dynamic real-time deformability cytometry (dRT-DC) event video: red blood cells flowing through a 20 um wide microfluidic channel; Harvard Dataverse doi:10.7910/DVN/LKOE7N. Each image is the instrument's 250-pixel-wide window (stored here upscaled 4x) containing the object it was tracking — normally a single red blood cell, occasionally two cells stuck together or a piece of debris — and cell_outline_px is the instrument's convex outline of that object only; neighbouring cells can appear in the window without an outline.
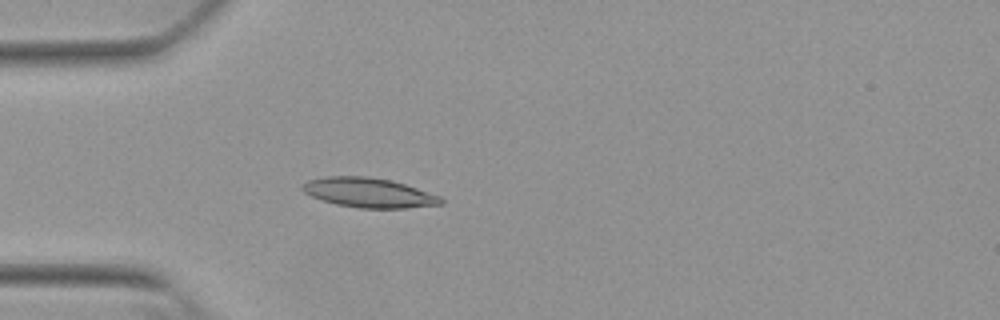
{"species": "Egyptian fruit bat (a non-hibernating species)", "species_latin": "Rousettus aegyptiacus", "temperature_condition": "warm", "stored_images_in_passage": 50, "camera_frame_rate_fps": 3000, "um_per_image_px": 0.085, "animal": {"sex": "female"}, "frame": {"image": 1, "passage_image": 12, "time_ms": 3.667, "image_size_px": [1000, 320], "cell_outline_px": [[444, 204], [404, 208], [360, 208], [336, 204], [312, 196], [304, 192], [300, 188], [300, 184], [308, 180], [328, 176], [368, 176], [392, 180], [440, 196], [444, 200]], "centroid_in_image_um": [31.33, 16.37], "position_along_channel_um": 53.7, "area_um2": 23.87}}
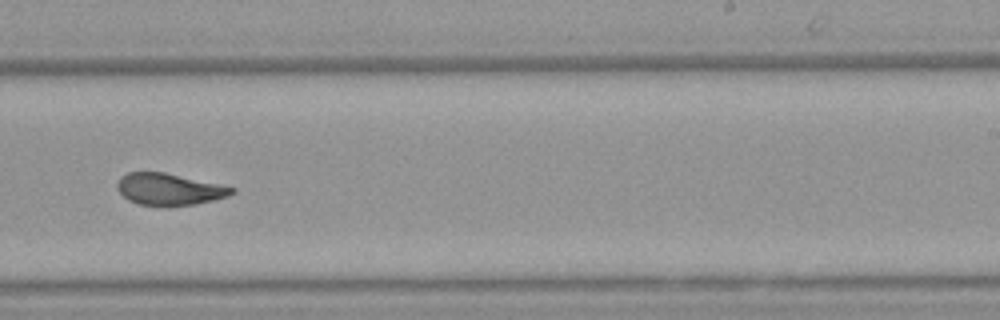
{"frame": {"image": 2, "passage_image": 30, "time_ms": 9.667, "image_size_px": [1000, 320], "cell_outline_px": [[236, 192], [228, 196], [212, 200], [192, 204], [140, 204], [128, 200], [116, 188], [116, 184], [120, 176], [128, 172], [164, 172], [236, 188]], "centroid_in_image_um": [14.36, 16.05], "position_along_channel_um": 274.6, "area_um2": 20.63}}
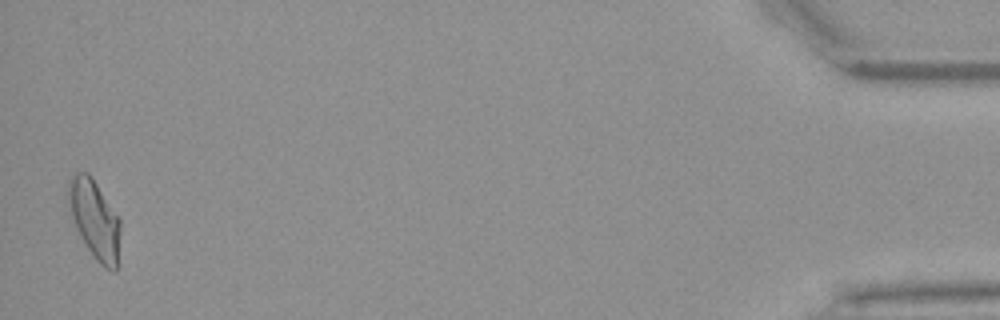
{"frame": {"image": 3, "passage_image": 49, "time_ms": 16.0, "image_size_px": [1000, 320], "cell_outline_px": [[120, 264], [116, 272], [104, 268], [92, 256], [80, 236], [76, 228], [68, 204], [68, 176], [76, 172], [88, 172], [92, 176], [120, 220]], "centroid_in_image_um": [8.07, 18.69], "position_along_channel_um": 427.1, "area_um2": 24.33}, "authors_computed_cell_mechanics": {"area_um2": 22.0507, "velocity_mm_per_s": 3.8358, "shape_relaxation_time_tau1_ms": 6.766, "shape_relaxation_time_tau2_ms": 1.9859, "deformation_change_tau1": 0.1911, "deformation_change_tau2": 0.0712}}